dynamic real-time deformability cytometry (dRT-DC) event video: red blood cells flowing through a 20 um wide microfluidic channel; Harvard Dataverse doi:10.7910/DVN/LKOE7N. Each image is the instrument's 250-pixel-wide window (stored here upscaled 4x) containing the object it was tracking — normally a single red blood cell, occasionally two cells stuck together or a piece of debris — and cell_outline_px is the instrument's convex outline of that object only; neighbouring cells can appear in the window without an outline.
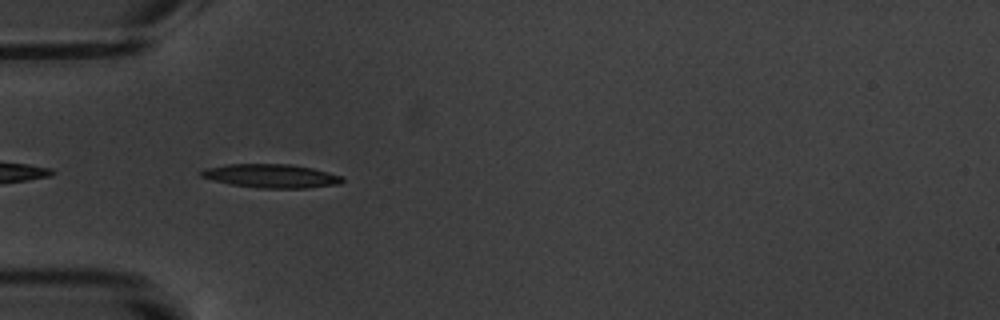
{"species": "common noctule bat (a hibernating species)", "species_latin": "Nyctalus noctula", "temperature_condition": "warm", "stored_images_in_passage": 9, "camera_frame_rate_fps": 3000, "um_per_image_px": 0.085, "animal": {"sex": "male", "body_mass_g": 20.1, "forearm_length_mm": 53.5}, "frame": {"image": 1, "passage_image": 6, "time_ms": 5.667, "image_size_px": [1000, 320], "cell_outline_px": [[344, 180], [340, 184], [304, 188], [260, 188], [232, 184], [212, 180], [200, 176], [200, 172], [204, 168], [228, 164], [292, 164], [312, 168], [344, 176]], "centroid_in_image_um": [23.07, 14.95], "position_along_channel_um": 61.9, "area_um2": 19.48}}
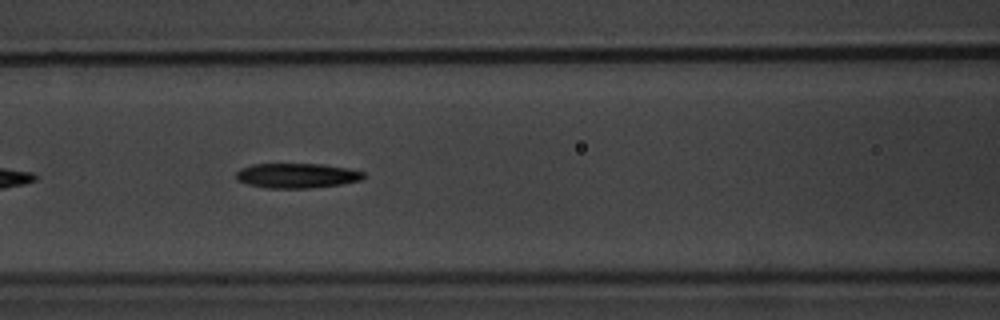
{"frame": {"image": 2, "passage_image": 8, "time_ms": 8.0, "image_size_px": [1000, 320], "cell_outline_px": [[368, 176], [360, 180], [340, 184], [308, 188], [268, 188], [248, 184], [236, 180], [236, 172], [240, 168], [252, 164], [320, 164], [348, 168], [364, 172]], "centroid_in_image_um": [25.23, 14.92], "position_along_channel_um": 141.4, "area_um2": 18.44}}